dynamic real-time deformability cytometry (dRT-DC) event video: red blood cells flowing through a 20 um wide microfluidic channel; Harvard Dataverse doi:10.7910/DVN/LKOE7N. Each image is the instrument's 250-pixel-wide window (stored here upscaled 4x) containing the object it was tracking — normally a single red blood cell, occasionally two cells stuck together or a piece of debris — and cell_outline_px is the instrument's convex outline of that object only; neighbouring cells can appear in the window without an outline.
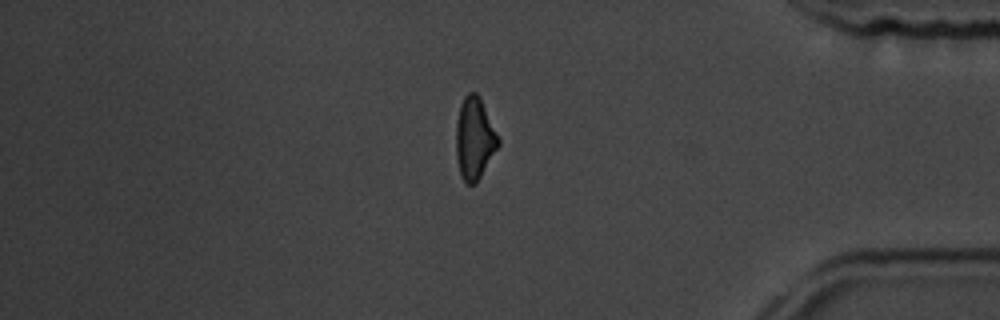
{"species": "common noctule bat (a hibernating species)", "species_latin": "Nyctalus noctula", "temperature_condition": "room temperature", "stored_images_in_passage": 16, "segment_of_instrument_passage": [2, 2], "camera_frame_rate_fps": 3000, "um_per_image_px": 0.085, "animal": {"sex": "male", "body_mass_g": 19.5, "forearm_length_mm": 54.6}, "frame": {"image": 1, "passage_image": 16, "time_ms": 19.333, "image_size_px": [1000, 320], "cell_outline_px": [[500, 144], [476, 184], [464, 184], [460, 176], [456, 156], [456, 124], [460, 104], [464, 96], [468, 92], [476, 92], [480, 96], [500, 140]], "centroid_in_image_um": [40.32, 11.78], "position_along_channel_um": 394.9, "area_um2": 20.4}}